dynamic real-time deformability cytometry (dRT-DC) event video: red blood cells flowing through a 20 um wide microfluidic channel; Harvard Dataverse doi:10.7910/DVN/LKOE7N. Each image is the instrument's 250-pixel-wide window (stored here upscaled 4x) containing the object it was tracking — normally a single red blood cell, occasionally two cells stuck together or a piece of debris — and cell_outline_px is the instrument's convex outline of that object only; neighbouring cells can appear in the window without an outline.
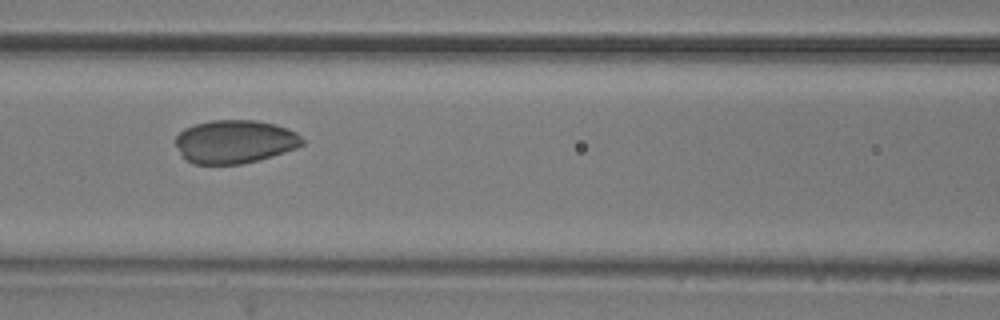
{"species": "common noctule bat (a hibernating species)", "species_latin": "Nyctalus noctula", "temperature_condition": "room temperature", "stored_images_in_passage": 52, "camera_frame_rate_fps": 3000, "um_per_image_px": 0.085, "animal": {"sex": "male", "body_mass_g": 20.5, "forearm_length_mm": 52.5}, "frame": {"image": 1, "passage_image": 22, "time_ms": 7.0, "image_size_px": [1000, 320], "cell_outline_px": [[304, 144], [296, 148], [272, 156], [240, 164], [192, 164], [180, 152], [176, 144], [176, 136], [184, 128], [196, 124], [212, 120], [256, 120], [276, 124], [288, 128], [296, 132], [304, 140]], "centroid_in_image_um": [19.98, 12.03], "position_along_channel_um": 146.6, "area_um2": 31.91}}
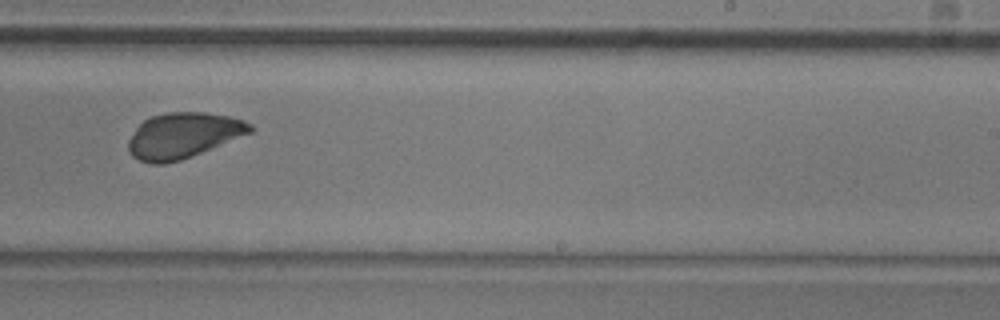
{"frame": {"image": 2, "passage_image": 32, "time_ms": 10.333, "image_size_px": [1000, 320], "cell_outline_px": [[252, 132], [180, 160], [164, 164], [152, 164], [140, 160], [132, 156], [128, 148], [128, 140], [136, 128], [144, 120], [152, 116], [168, 112], [204, 112], [228, 116], [244, 120], [252, 124]], "centroid_in_image_um": [15.55, 11.51], "position_along_channel_um": 273.4, "area_um2": 31.96}}
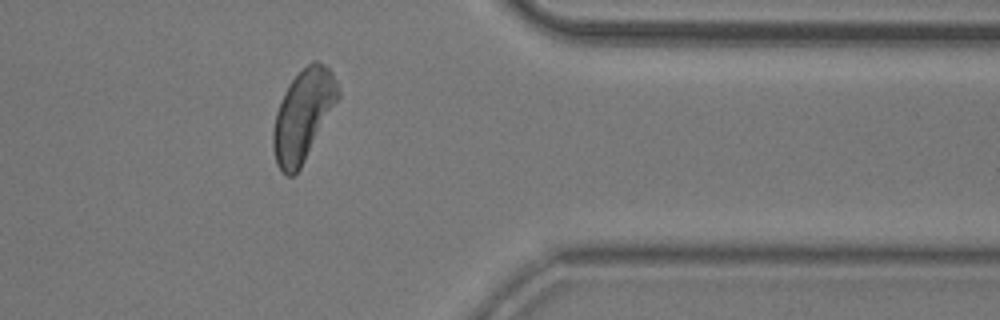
{"frame": {"image": 3, "passage_image": 42, "time_ms": 13.667, "image_size_px": [1000, 320], "cell_outline_px": [[340, 96], [300, 168], [292, 176], [288, 176], [276, 164], [272, 144], [272, 132], [276, 112], [284, 92], [292, 80], [312, 60], [316, 60], [328, 68], [332, 72], [336, 80], [340, 92]], "centroid_in_image_um": [25.75, 9.79], "position_along_channel_um": 385.6, "area_um2": 33.87}}